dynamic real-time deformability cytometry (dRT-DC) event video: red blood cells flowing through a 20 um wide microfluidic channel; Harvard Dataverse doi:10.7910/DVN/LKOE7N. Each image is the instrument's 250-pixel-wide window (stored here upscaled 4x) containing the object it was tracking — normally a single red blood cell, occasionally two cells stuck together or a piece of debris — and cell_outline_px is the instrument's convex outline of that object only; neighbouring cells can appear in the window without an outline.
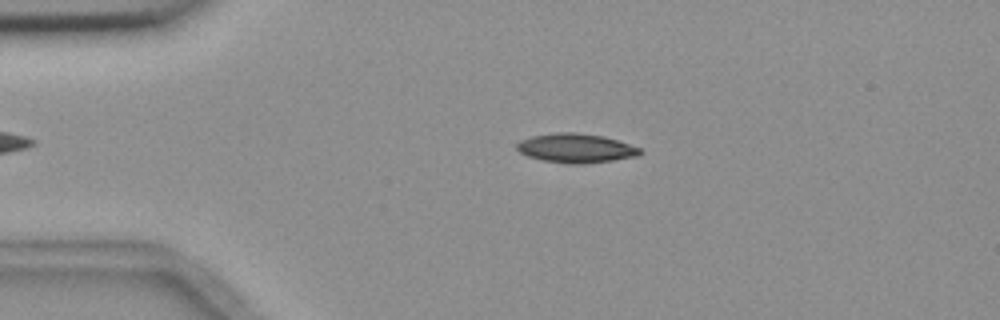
{"species": "common noctule bat (a hibernating species)", "species_latin": "Nyctalus noctula", "temperature_condition": "room temperature", "stored_images_in_passage": 2, "camera_frame_rate_fps": 3000, "um_per_image_px": 0.085, "animal": {"sex": "female", "body_mass_g": 18.4}, "frame": {"image": 1, "passage_image": 2, "time_ms": 1.0, "image_size_px": [1000, 320], "cell_outline_px": [[644, 152], [636, 156], [612, 160], [580, 164], [568, 164], [540, 160], [528, 156], [520, 152], [516, 148], [516, 144], [520, 140], [532, 136], [556, 132], [576, 132], [604, 136], [640, 148]], "centroid_in_image_um": [48.92, 12.59], "position_along_channel_um": 36.1, "area_um2": 20.92}}